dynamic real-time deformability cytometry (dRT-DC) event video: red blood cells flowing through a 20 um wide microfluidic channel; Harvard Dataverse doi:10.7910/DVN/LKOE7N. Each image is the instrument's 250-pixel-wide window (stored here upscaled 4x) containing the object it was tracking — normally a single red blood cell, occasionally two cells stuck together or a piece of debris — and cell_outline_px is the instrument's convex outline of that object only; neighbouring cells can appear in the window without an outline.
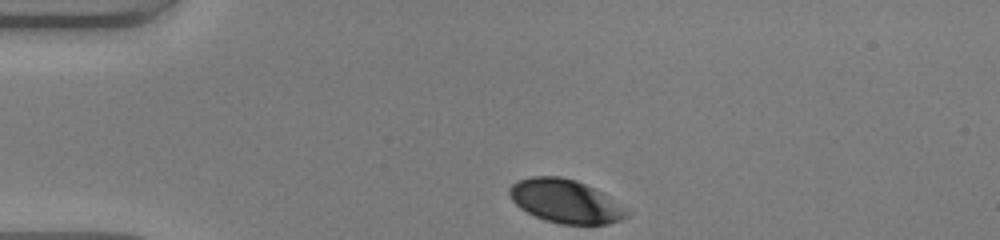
{"species": "human", "species_latin": "Homo sapiens", "temperature_condition": "warm", "stored_images_in_passage": 31, "camera_frame_rate_fps": 3000, "um_per_image_px": 0.085, "donor": {"sex": "male"}, "frame": {"image": 1, "passage_image": 1, "time_ms": 0.0, "image_size_px": [1000, 240], "cell_outline_px": [[628, 216], [620, 220], [608, 224], [560, 224], [544, 220], [520, 208], [512, 200], [508, 192], [508, 188], [516, 180], [532, 176], [560, 176], [576, 180], [600, 192], [620, 208]], "centroid_in_image_um": [47.93, 17.09], "position_along_channel_um": 37.1, "area_um2": 28.96}}
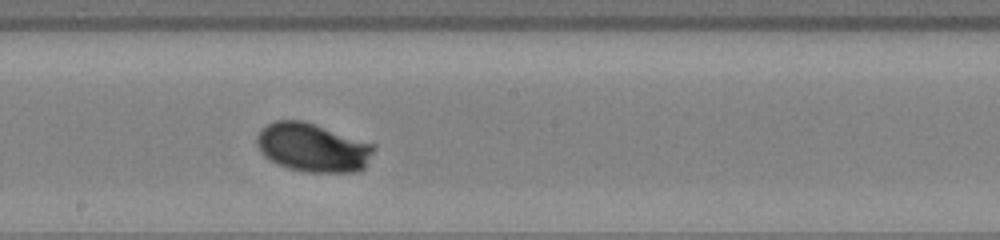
{"frame": {"image": 2, "passage_image": 18, "time_ms": 5.667, "image_size_px": [1000, 240], "cell_outline_px": [[376, 148], [364, 168], [356, 172], [308, 172], [288, 168], [276, 164], [264, 156], [260, 152], [256, 144], [256, 136], [260, 128], [276, 120], [300, 120], [376, 144]], "centroid_in_image_um": [26.56, 12.55], "position_along_channel_um": 221.6, "area_um2": 33.29}}
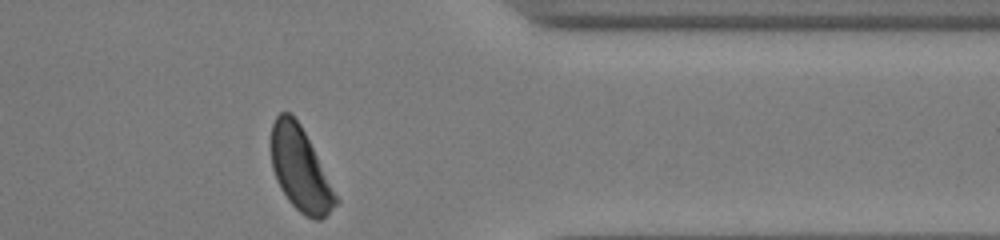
{"frame": {"image": 3, "passage_image": 31, "time_ms": 10.0, "image_size_px": [1000, 240], "cell_outline_px": [[340, 200], [320, 220], [316, 220], [300, 212], [288, 200], [280, 188], [276, 180], [272, 168], [272, 124], [276, 116], [280, 112], [288, 112], [300, 124]], "centroid_in_image_um": [25.52, 14.39], "position_along_channel_um": 385.9, "area_um2": 30.81}, "authors_computed_cell_mechanics": {"area_um2": 31.9634, "velocity_mm_per_s": 4.0868, "shape_relaxation_time_tau1_ms": 1.7837, "shape_relaxation_time_tau2_ms": null, "deformation_change_tau1": 0.1137, "deformation_change_tau2": null}}